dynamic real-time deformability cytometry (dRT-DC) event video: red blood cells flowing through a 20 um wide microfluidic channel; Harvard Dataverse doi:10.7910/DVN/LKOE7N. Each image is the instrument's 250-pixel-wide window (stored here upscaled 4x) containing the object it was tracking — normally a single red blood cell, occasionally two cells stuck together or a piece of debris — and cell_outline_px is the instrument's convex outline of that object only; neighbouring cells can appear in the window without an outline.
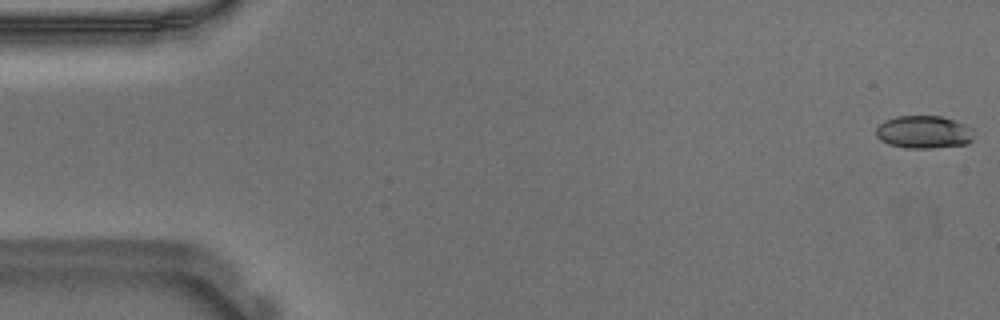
{"species": "Egyptian fruit bat (a non-hibernating species)", "species_latin": "Rousettus aegyptiacus", "temperature_condition": "warm", "stored_images_in_passage": 55, "camera_frame_rate_fps": 3000, "um_per_image_px": 0.085, "animal": {"sex": "male"}, "frame": {"image": 1, "passage_image": 1, "time_ms": 0.0, "image_size_px": [1000, 320], "cell_outline_px": [[972, 140], [968, 144], [932, 148], [904, 148], [888, 144], [880, 140], [876, 136], [876, 128], [884, 120], [896, 116], [940, 116], [964, 124], [972, 128]], "centroid_in_image_um": [78.49, 11.23], "position_along_channel_um": 6.5, "area_um2": 18.73}}
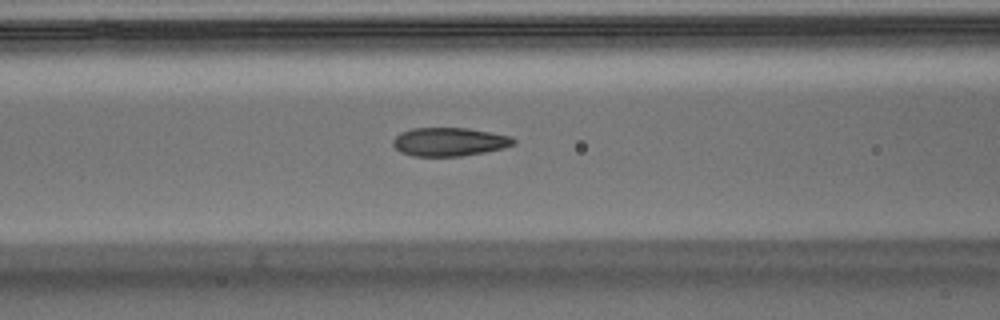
{"frame": {"image": 2, "passage_image": 22, "time_ms": 7.0, "image_size_px": [1000, 320], "cell_outline_px": [[516, 144], [504, 148], [484, 152], [460, 156], [412, 156], [400, 152], [392, 144], [392, 140], [400, 132], [412, 128], [468, 128], [512, 136], [516, 140]], "centroid_in_image_um": [38.2, 12.05], "position_along_channel_um": 128.4, "area_um2": 20.17}}
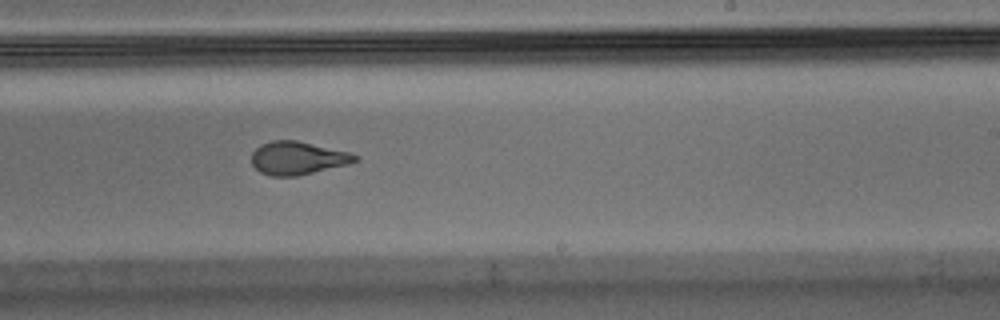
{"frame": {"image": 3, "passage_image": 33, "time_ms": 10.667, "image_size_px": [1000, 320], "cell_outline_px": [[360, 160], [348, 164], [296, 176], [272, 176], [260, 172], [252, 164], [252, 152], [260, 144], [272, 140], [296, 140], [352, 152], [360, 156]], "centroid_in_image_um": [25.33, 13.42], "position_along_channel_um": 263.7, "area_um2": 20.11}, "authors_computed_cell_mechanics": {"area_um2": 20.2878, "velocity_mm_per_s": 3.6924, "shape_relaxation_time_tau1_ms": 9.4512, "shape_relaxation_time_tau2_ms": 1.2454, "deformation_change_tau1": 0.26, "deformation_change_tau2": 0.0761}}